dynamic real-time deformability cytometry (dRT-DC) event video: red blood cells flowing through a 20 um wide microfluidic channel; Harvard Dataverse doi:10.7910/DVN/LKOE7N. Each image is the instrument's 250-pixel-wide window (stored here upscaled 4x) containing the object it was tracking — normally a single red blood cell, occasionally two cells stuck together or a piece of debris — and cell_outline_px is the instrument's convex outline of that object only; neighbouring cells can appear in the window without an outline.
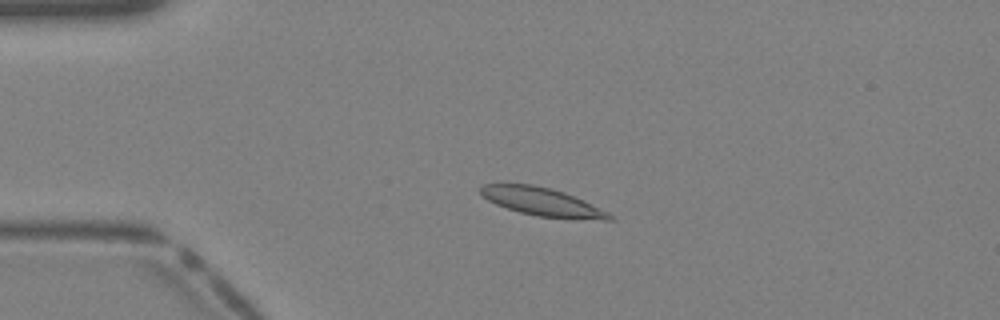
{"species": "Egyptian fruit bat (a non-hibernating species)", "species_latin": "Rousettus aegyptiacus", "temperature_condition": "warm", "stored_images_in_passage": 42, "camera_frame_rate_fps": 3000, "um_per_image_px": 0.085, "animal": {"sex": "female"}, "frame": {"image": 1, "passage_image": 10, "time_ms": 3.0, "image_size_px": [1000, 320], "cell_outline_px": [[616, 216], [612, 220], [604, 220], [536, 216], [520, 212], [496, 204], [488, 200], [476, 188], [484, 184], [532, 184], [552, 188], [564, 192], [584, 200]], "centroid_in_image_um": [46.09, 17.14], "position_along_channel_um": 38.9, "area_um2": 21.1}}
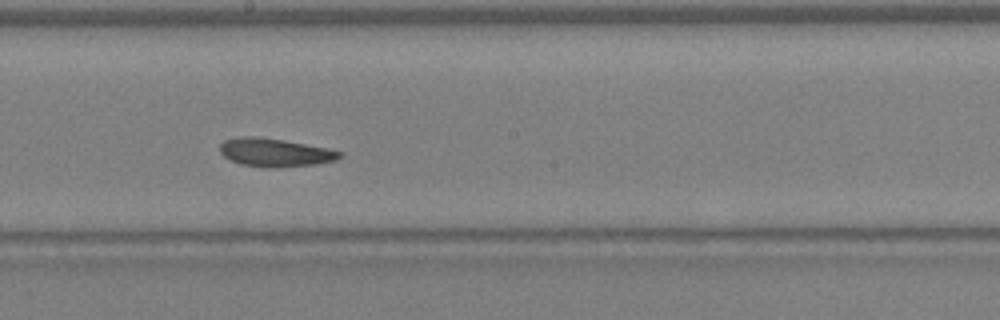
{"frame": {"image": 2, "passage_image": 23, "time_ms": 7.333, "image_size_px": [1000, 320], "cell_outline_px": [[344, 152], [336, 160], [316, 164], [272, 168], [268, 168], [240, 164], [224, 156], [220, 152], [220, 144], [224, 140], [240, 136], [252, 136], [284, 140], [328, 148]], "centroid_in_image_um": [23.37, 12.96], "position_along_channel_um": 224.8, "area_um2": 19.71}}
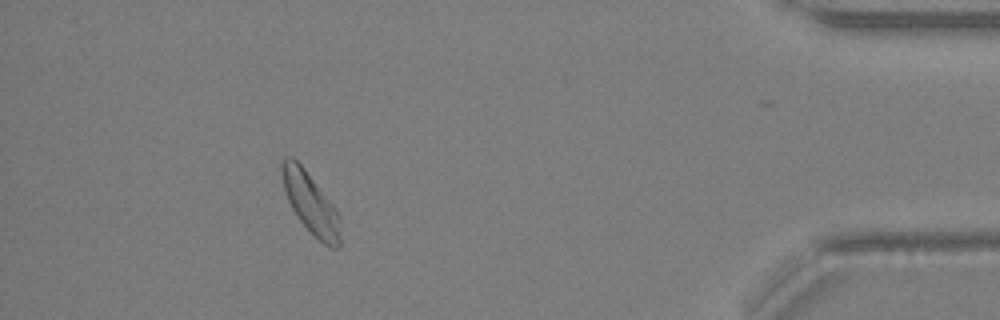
{"frame": {"image": 3, "passage_image": 37, "time_ms": 12.0, "image_size_px": [1000, 320], "cell_outline_px": [[340, 244], [336, 248], [332, 248], [324, 244], [300, 220], [292, 208], [288, 200], [284, 188], [280, 168], [280, 164], [284, 156], [292, 156], [304, 168], [336, 208], [340, 216]], "centroid_in_image_um": [26.4, 17.23], "position_along_channel_um": 408.8, "area_um2": 20.46}}